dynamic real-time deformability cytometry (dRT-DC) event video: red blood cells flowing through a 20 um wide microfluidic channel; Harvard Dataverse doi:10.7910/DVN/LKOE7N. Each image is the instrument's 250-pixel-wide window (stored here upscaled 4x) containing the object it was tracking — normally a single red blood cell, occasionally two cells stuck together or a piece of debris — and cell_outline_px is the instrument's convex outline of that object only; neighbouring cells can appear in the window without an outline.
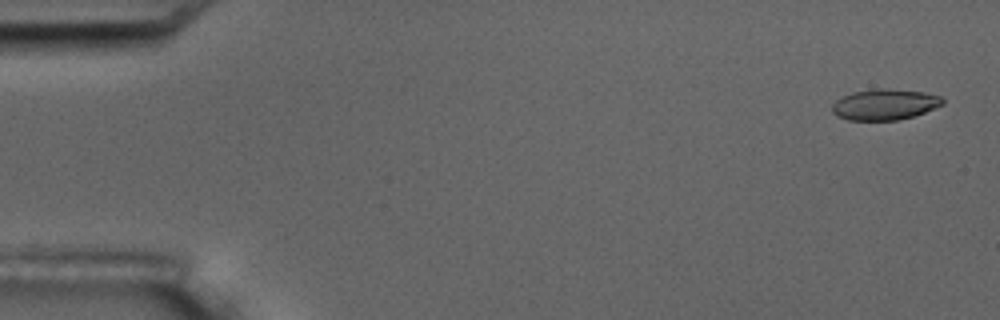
{"species": "common noctule bat (a hibernating species)", "species_latin": "Nyctalus noctula", "temperature_condition": "room temperature", "stored_images_in_passage": 5, "camera_frame_rate_fps": 3000, "um_per_image_px": 0.085, "animal": {"sex": "male", "body_mass_g": 17.5, "forearm_length_mm": 52.3}, "frame": {"image": 1, "passage_image": 1, "time_ms": 0.0, "image_size_px": [1000, 320], "cell_outline_px": [[944, 104], [924, 112], [912, 116], [896, 120], [848, 120], [836, 116], [832, 112], [832, 104], [836, 100], [852, 92], [876, 88], [888, 88], [924, 92], [940, 96], [944, 100]], "centroid_in_image_um": [75.18, 8.87], "position_along_channel_um": 9.8, "area_um2": 19.88}}
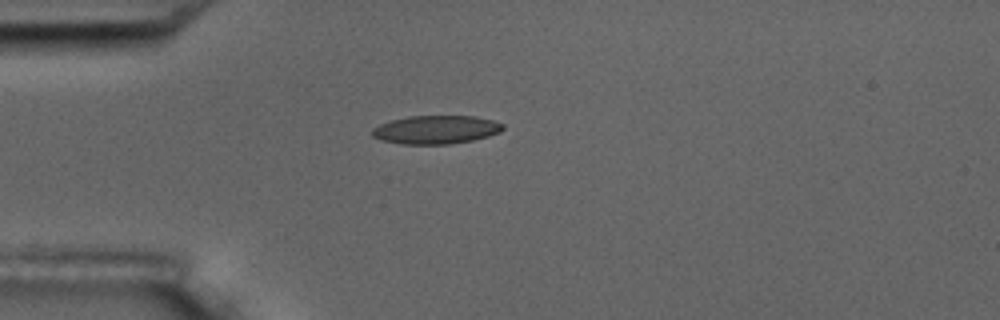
{"frame": {"image": 2, "passage_image": 5, "time_ms": 4.333, "image_size_px": [1000, 320], "cell_outline_px": [[504, 128], [500, 132], [488, 136], [472, 140], [448, 144], [400, 144], [380, 140], [372, 136], [372, 128], [380, 124], [392, 120], [408, 116], [476, 116], [492, 120], [504, 124]], "centroid_in_image_um": [37.05, 11.02], "position_along_channel_um": 48.0, "area_um2": 21.68}}